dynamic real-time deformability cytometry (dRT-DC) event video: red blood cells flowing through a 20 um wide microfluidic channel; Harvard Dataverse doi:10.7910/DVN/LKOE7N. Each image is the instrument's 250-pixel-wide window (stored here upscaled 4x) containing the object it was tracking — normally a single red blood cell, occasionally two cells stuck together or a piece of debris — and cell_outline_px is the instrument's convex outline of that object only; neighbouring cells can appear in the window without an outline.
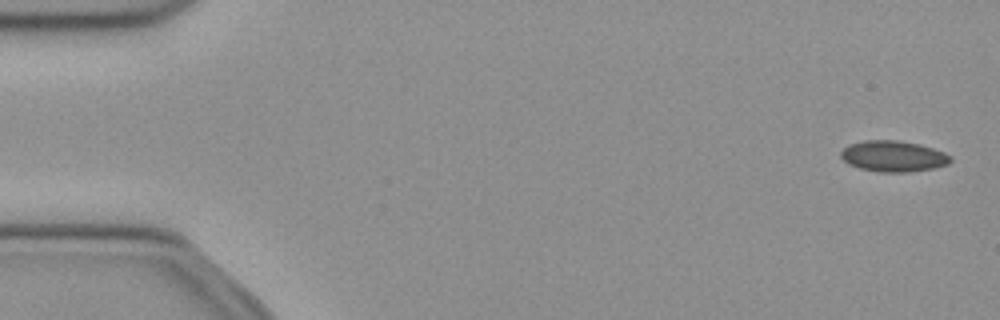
{"species": "common noctule bat (a hibernating species)", "species_latin": "Nyctalus noctula", "temperature_condition": "cold", "stored_images_in_passage": 52, "camera_frame_rate_fps": 3000, "um_per_image_px": 0.085, "animal": {"sex": "female", "body_mass_g": 21.9}, "frame": {"image": 1, "passage_image": 2, "time_ms": 0.333, "image_size_px": [1000, 320], "cell_outline_px": [[952, 160], [948, 164], [932, 168], [908, 172], [880, 172], [860, 168], [848, 164], [840, 156], [840, 152], [848, 144], [864, 140], [900, 140], [920, 144], [944, 152], [952, 156]], "centroid_in_image_um": [75.92, 13.27], "position_along_channel_um": 9.1, "area_um2": 19.88}}
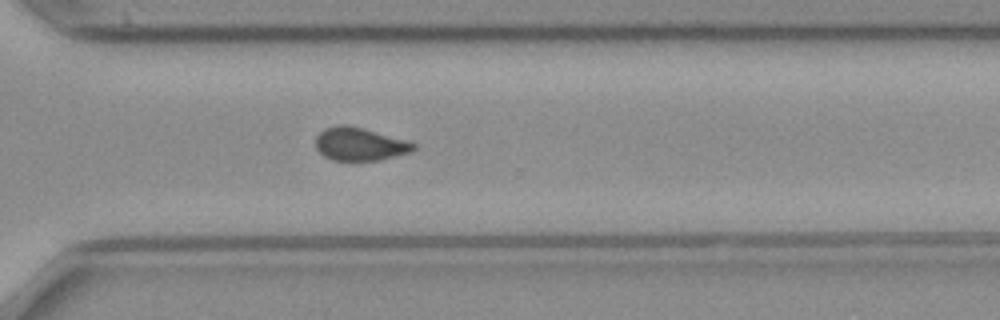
{"frame": {"image": 2, "passage_image": 37, "time_ms": 12.0, "image_size_px": [1000, 320], "cell_outline_px": [[416, 148], [412, 152], [380, 160], [332, 160], [324, 156], [316, 148], [316, 136], [324, 128], [340, 124], [348, 124], [408, 140], [416, 144]], "centroid_in_image_um": [30.6, 12.24], "position_along_channel_um": 340.0, "area_um2": 19.02}}
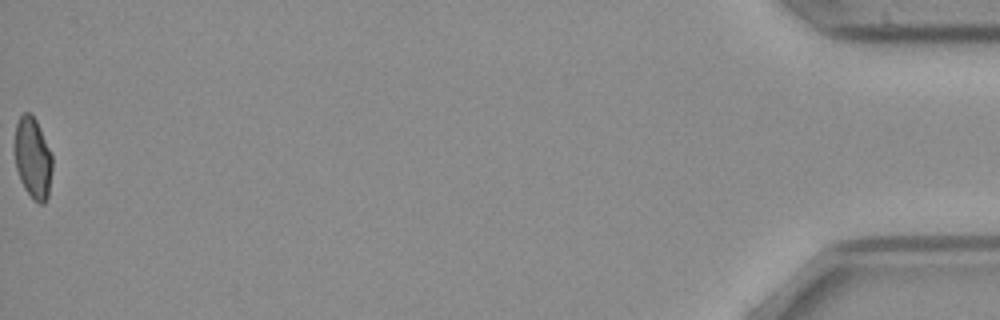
{"frame": {"image": 3, "passage_image": 52, "time_ms": 17.0, "image_size_px": [1000, 320], "cell_outline_px": [[52, 172], [48, 196], [44, 204], [40, 204], [32, 200], [24, 188], [20, 180], [16, 168], [12, 148], [16, 124], [20, 116], [24, 112], [28, 112], [36, 120], [52, 152]], "centroid_in_image_um": [2.77, 13.45], "position_along_channel_um": 432.4, "area_um2": 18.44}, "authors_computed_cell_mechanics": {"area_um2": 19.5942, "velocity_mm_per_s": 3.979, "shape_relaxation_time_tau1_ms": null, "shape_relaxation_time_tau2_ms": 4.2681, "deformation_change_tau1": null, "deformation_change_tau2": 0.081}}